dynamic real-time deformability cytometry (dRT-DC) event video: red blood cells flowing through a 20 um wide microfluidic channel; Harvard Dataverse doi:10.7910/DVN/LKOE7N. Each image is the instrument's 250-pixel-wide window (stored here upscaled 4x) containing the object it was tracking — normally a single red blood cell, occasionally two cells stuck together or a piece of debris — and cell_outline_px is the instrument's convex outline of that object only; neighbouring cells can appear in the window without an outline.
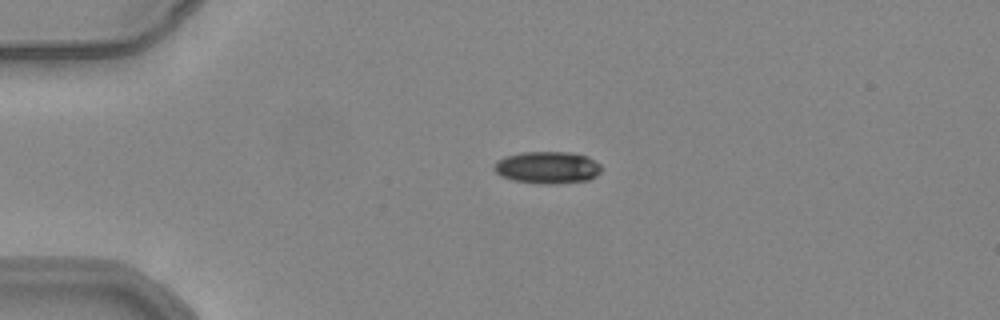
{"species": "common noctule bat (a hibernating species)", "species_latin": "Nyctalus noctula", "temperature_condition": "warm", "stored_images_in_passage": 42, "camera_frame_rate_fps": 3000, "um_per_image_px": 0.085, "animal": {"sex": "female", "body_mass_g": 24.6, "forearm_length_mm": 56.2}, "frame": {"image": 1, "passage_image": 1, "time_ms": 0.0, "image_size_px": [1000, 320], "cell_outline_px": [[600, 172], [596, 176], [588, 180], [560, 184], [536, 184], [512, 180], [500, 176], [492, 168], [496, 160], [504, 156], [520, 152], [572, 152], [588, 156], [600, 164]], "centroid_in_image_um": [46.5, 14.24], "position_along_channel_um": 38.5, "area_um2": 20.52}}
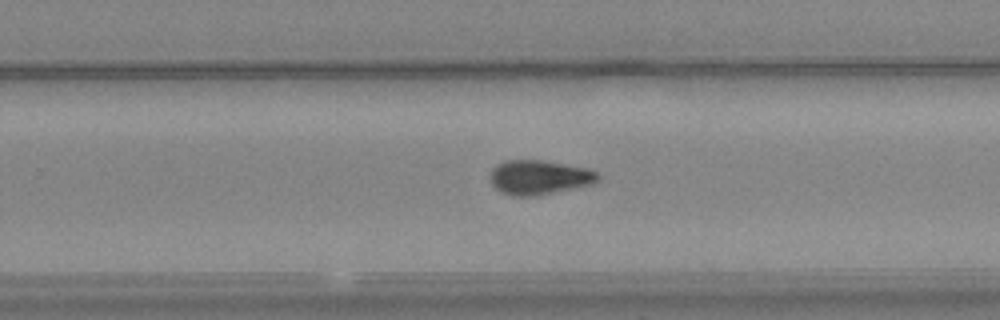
{"frame": {"image": 2, "passage_image": 23, "time_ms": 7.333, "image_size_px": [1000, 320], "cell_outline_px": [[600, 180], [596, 184], [536, 196], [512, 196], [500, 192], [492, 184], [492, 168], [496, 164], [504, 160], [544, 160], [588, 168], [596, 172], [600, 176]], "centroid_in_image_um": [45.88, 15.08], "position_along_channel_um": 283.9, "area_um2": 21.91}}
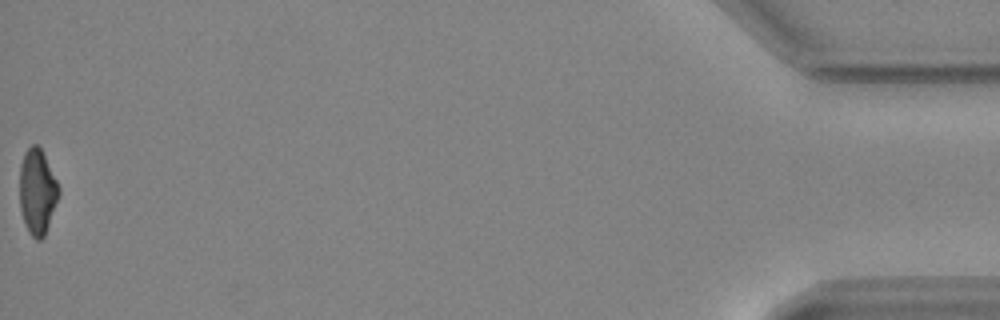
{"frame": {"image": 3, "passage_image": 42, "time_ms": 13.667, "image_size_px": [1000, 320], "cell_outline_px": [[60, 192], [44, 236], [40, 240], [36, 240], [28, 232], [20, 208], [20, 164], [24, 152], [32, 144], [36, 144], [40, 148], [60, 188]], "centroid_in_image_um": [3.15, 16.29], "position_along_channel_um": 432.0, "area_um2": 19.13}, "authors_computed_cell_mechanics": {"area_um2": 21.2126, "velocity_mm_per_s": 3.8996, "shape_relaxation_time_tau1_ms": 5.8505, "shape_relaxation_time_tau2_ms": 5.0529, "deformation_change_tau1": 0.1693, "deformation_change_tau2": 0.1282}}